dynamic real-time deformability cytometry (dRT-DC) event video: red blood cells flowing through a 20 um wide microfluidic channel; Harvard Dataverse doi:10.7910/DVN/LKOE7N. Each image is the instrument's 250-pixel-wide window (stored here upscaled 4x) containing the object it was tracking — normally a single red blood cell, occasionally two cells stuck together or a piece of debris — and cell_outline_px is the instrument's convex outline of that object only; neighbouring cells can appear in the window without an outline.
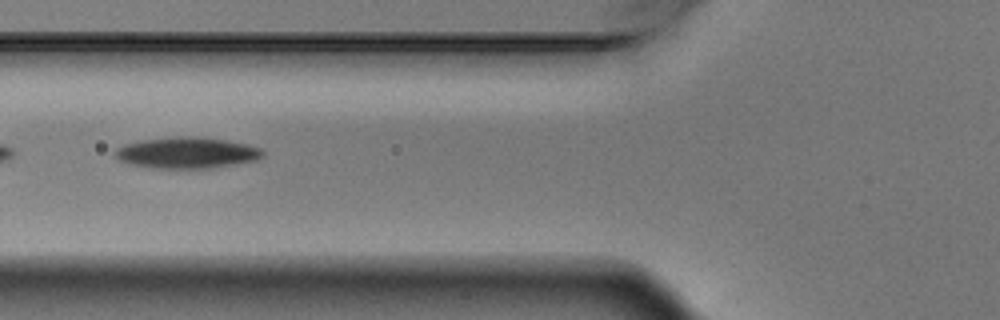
{"species": "Egyptian fruit bat (a non-hibernating species)", "species_latin": "Rousettus aegyptiacus", "temperature_condition": "warm", "stored_images_in_passage": 6, "camera_frame_rate_fps": 3000, "um_per_image_px": 0.085, "animal": {"sex": "male"}, "frame": {"image": 1, "passage_image": 6, "time_ms": 1.667, "image_size_px": [1000, 320], "cell_outline_px": [[264, 156], [256, 160], [212, 168], [156, 168], [136, 164], [120, 160], [116, 156], [116, 148], [124, 144], [140, 140], [176, 136], [196, 136], [224, 140], [244, 144], [260, 148], [264, 152]], "centroid_in_image_um": [15.9, 12.97], "position_along_channel_um": 109.9, "area_um2": 26.47}}